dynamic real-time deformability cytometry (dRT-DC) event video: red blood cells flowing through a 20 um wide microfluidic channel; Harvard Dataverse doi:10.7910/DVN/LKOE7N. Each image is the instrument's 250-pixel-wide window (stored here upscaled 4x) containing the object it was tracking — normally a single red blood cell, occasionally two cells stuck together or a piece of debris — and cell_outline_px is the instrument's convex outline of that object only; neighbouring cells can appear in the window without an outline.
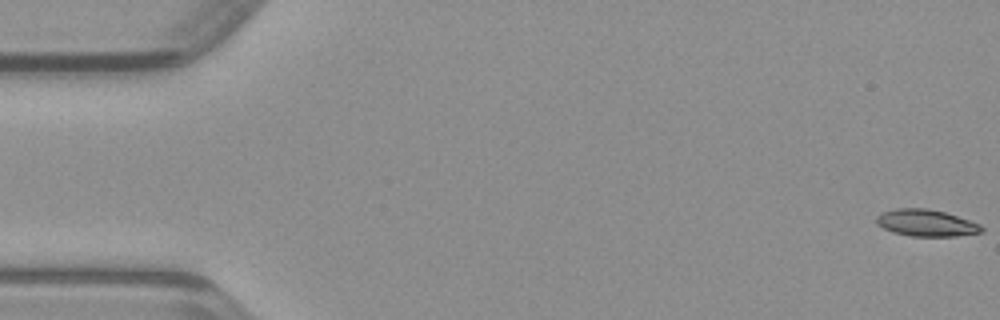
{"species": "common noctule bat (a hibernating species)", "species_latin": "Nyctalus noctula", "temperature_condition": "warm", "stored_images_in_passage": 48, "camera_frame_rate_fps": 3000, "um_per_image_px": 0.085, "animal": {"sex": "male", "body_mass_g": 23.1, "forearm_length_mm": 52.7}, "frame": {"image": 1, "passage_image": 1, "time_ms": 0.0, "image_size_px": [1000, 320], "cell_outline_px": [[980, 228], [976, 232], [948, 236], [920, 236], [900, 232], [888, 228], [880, 224], [880, 220], [888, 212], [940, 212], [976, 224]], "centroid_in_image_um": [78.84, 19.03], "position_along_channel_um": 6.2, "area_um2": 13.18}}
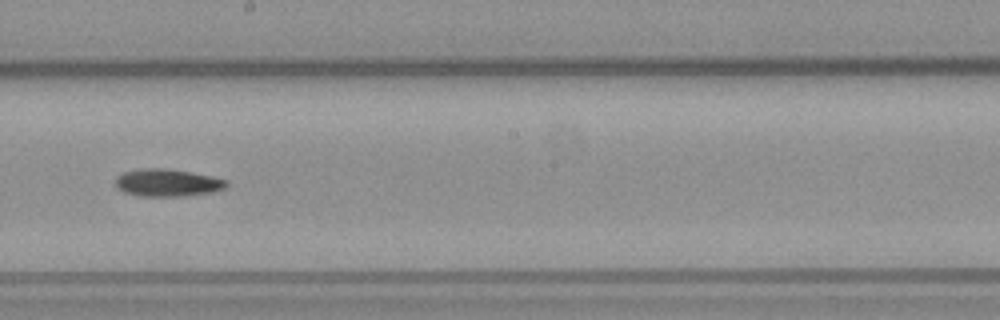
{"frame": {"image": 2, "passage_image": 27, "time_ms": 8.667, "image_size_px": [1000, 320], "cell_outline_px": [[224, 184], [216, 188], [192, 192], [132, 192], [124, 188], [120, 184], [120, 176], [132, 172], [180, 172], [220, 180]], "centroid_in_image_um": [14.2, 15.5], "position_along_channel_um": 234.0, "area_um2": 12.43}}
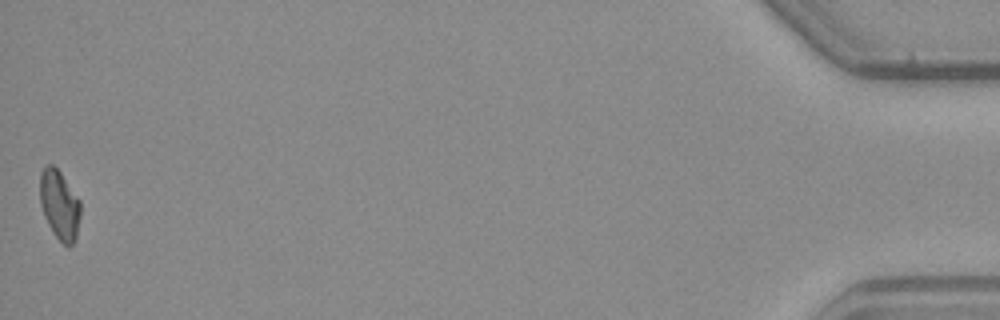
{"frame": {"image": 3, "passage_image": 48, "time_ms": 15.667, "image_size_px": [1000, 320], "cell_outline_px": [[80, 208], [76, 228], [72, 240], [68, 244], [64, 244], [60, 240], [52, 228], [44, 212], [40, 196], [40, 180], [44, 168], [56, 168], [80, 204]], "centroid_in_image_um": [5.03, 17.39], "position_along_channel_um": 430.2, "area_um2": 14.39}}